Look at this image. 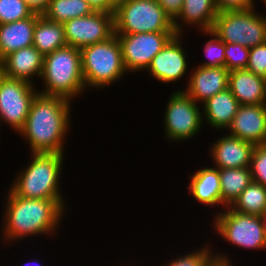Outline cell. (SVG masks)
<instances>
[{"mask_svg":"<svg viewBox=\"0 0 266 266\" xmlns=\"http://www.w3.org/2000/svg\"><path fill=\"white\" fill-rule=\"evenodd\" d=\"M70 104L66 98L37 93L25 125L18 132L30 142L32 153L64 154Z\"/></svg>","mask_w":266,"mask_h":266,"instance_id":"6da1fadb","label":"cell"},{"mask_svg":"<svg viewBox=\"0 0 266 266\" xmlns=\"http://www.w3.org/2000/svg\"><path fill=\"white\" fill-rule=\"evenodd\" d=\"M9 190L3 228L6 241L55 232L66 210L63 199H31Z\"/></svg>","mask_w":266,"mask_h":266,"instance_id":"7a4b0ae2","label":"cell"},{"mask_svg":"<svg viewBox=\"0 0 266 266\" xmlns=\"http://www.w3.org/2000/svg\"><path fill=\"white\" fill-rule=\"evenodd\" d=\"M41 78L45 88L39 93L60 96L70 101L83 93L86 87L80 49L67 45L45 55Z\"/></svg>","mask_w":266,"mask_h":266,"instance_id":"3957f363","label":"cell"},{"mask_svg":"<svg viewBox=\"0 0 266 266\" xmlns=\"http://www.w3.org/2000/svg\"><path fill=\"white\" fill-rule=\"evenodd\" d=\"M31 163L17 175L11 190L20 197L63 199L59 177L63 154L32 153Z\"/></svg>","mask_w":266,"mask_h":266,"instance_id":"277c9868","label":"cell"},{"mask_svg":"<svg viewBox=\"0 0 266 266\" xmlns=\"http://www.w3.org/2000/svg\"><path fill=\"white\" fill-rule=\"evenodd\" d=\"M85 87H105L119 80L127 72L121 44L114 34L108 40L80 49ZM119 78V79H118Z\"/></svg>","mask_w":266,"mask_h":266,"instance_id":"5b68a950","label":"cell"},{"mask_svg":"<svg viewBox=\"0 0 266 266\" xmlns=\"http://www.w3.org/2000/svg\"><path fill=\"white\" fill-rule=\"evenodd\" d=\"M175 32L173 21L156 0H119L114 34Z\"/></svg>","mask_w":266,"mask_h":266,"instance_id":"8992f818","label":"cell"},{"mask_svg":"<svg viewBox=\"0 0 266 266\" xmlns=\"http://www.w3.org/2000/svg\"><path fill=\"white\" fill-rule=\"evenodd\" d=\"M254 8L219 12L211 31L224 43L252 48L266 42V17Z\"/></svg>","mask_w":266,"mask_h":266,"instance_id":"52a82bcc","label":"cell"},{"mask_svg":"<svg viewBox=\"0 0 266 266\" xmlns=\"http://www.w3.org/2000/svg\"><path fill=\"white\" fill-rule=\"evenodd\" d=\"M214 223L218 235L234 245L248 249L266 248V229L262 216L243 214L228 206L226 211L215 217Z\"/></svg>","mask_w":266,"mask_h":266,"instance_id":"ba28073f","label":"cell"},{"mask_svg":"<svg viewBox=\"0 0 266 266\" xmlns=\"http://www.w3.org/2000/svg\"><path fill=\"white\" fill-rule=\"evenodd\" d=\"M197 104L185 91H176L171 95L164 116L168 140H187L199 132L204 116Z\"/></svg>","mask_w":266,"mask_h":266,"instance_id":"9c48e42d","label":"cell"},{"mask_svg":"<svg viewBox=\"0 0 266 266\" xmlns=\"http://www.w3.org/2000/svg\"><path fill=\"white\" fill-rule=\"evenodd\" d=\"M33 84L0 73V120L19 132L25 125L33 99Z\"/></svg>","mask_w":266,"mask_h":266,"instance_id":"30bf717a","label":"cell"},{"mask_svg":"<svg viewBox=\"0 0 266 266\" xmlns=\"http://www.w3.org/2000/svg\"><path fill=\"white\" fill-rule=\"evenodd\" d=\"M175 32L116 34L121 44L126 71L147 70L152 59L163 49Z\"/></svg>","mask_w":266,"mask_h":266,"instance_id":"8fae6325","label":"cell"},{"mask_svg":"<svg viewBox=\"0 0 266 266\" xmlns=\"http://www.w3.org/2000/svg\"><path fill=\"white\" fill-rule=\"evenodd\" d=\"M63 25L67 45L82 49L106 41L114 35V14L93 12L91 15L70 19Z\"/></svg>","mask_w":266,"mask_h":266,"instance_id":"7c38bea8","label":"cell"},{"mask_svg":"<svg viewBox=\"0 0 266 266\" xmlns=\"http://www.w3.org/2000/svg\"><path fill=\"white\" fill-rule=\"evenodd\" d=\"M180 40L181 35L175 34L167 42L148 66L149 75L163 83L175 82L185 75L188 64Z\"/></svg>","mask_w":266,"mask_h":266,"instance_id":"4fadbf2b","label":"cell"},{"mask_svg":"<svg viewBox=\"0 0 266 266\" xmlns=\"http://www.w3.org/2000/svg\"><path fill=\"white\" fill-rule=\"evenodd\" d=\"M228 128L230 135L261 145L266 135V104L240 105Z\"/></svg>","mask_w":266,"mask_h":266,"instance_id":"5bb4252c","label":"cell"},{"mask_svg":"<svg viewBox=\"0 0 266 266\" xmlns=\"http://www.w3.org/2000/svg\"><path fill=\"white\" fill-rule=\"evenodd\" d=\"M229 72L226 67L198 66L192 72L185 92L195 102L204 103L228 88Z\"/></svg>","mask_w":266,"mask_h":266,"instance_id":"9a60e30c","label":"cell"},{"mask_svg":"<svg viewBox=\"0 0 266 266\" xmlns=\"http://www.w3.org/2000/svg\"><path fill=\"white\" fill-rule=\"evenodd\" d=\"M43 62L44 56L33 45L24 47L0 61V73L5 77L32 84L30 79L34 75H42Z\"/></svg>","mask_w":266,"mask_h":266,"instance_id":"2e32d148","label":"cell"},{"mask_svg":"<svg viewBox=\"0 0 266 266\" xmlns=\"http://www.w3.org/2000/svg\"><path fill=\"white\" fill-rule=\"evenodd\" d=\"M255 145L230 134L219 138L213 144L211 155L215 168H247L251 165V156Z\"/></svg>","mask_w":266,"mask_h":266,"instance_id":"e0dca14e","label":"cell"},{"mask_svg":"<svg viewBox=\"0 0 266 266\" xmlns=\"http://www.w3.org/2000/svg\"><path fill=\"white\" fill-rule=\"evenodd\" d=\"M228 88L239 105L266 104V79L247 69L231 70Z\"/></svg>","mask_w":266,"mask_h":266,"instance_id":"ac0fdd59","label":"cell"},{"mask_svg":"<svg viewBox=\"0 0 266 266\" xmlns=\"http://www.w3.org/2000/svg\"><path fill=\"white\" fill-rule=\"evenodd\" d=\"M39 16L33 14L23 20L0 24V61L12 52L33 45L35 24Z\"/></svg>","mask_w":266,"mask_h":266,"instance_id":"d6986e66","label":"cell"},{"mask_svg":"<svg viewBox=\"0 0 266 266\" xmlns=\"http://www.w3.org/2000/svg\"><path fill=\"white\" fill-rule=\"evenodd\" d=\"M204 104L206 122L216 129L228 128L239 108V103L229 88L210 97Z\"/></svg>","mask_w":266,"mask_h":266,"instance_id":"ffe728a7","label":"cell"},{"mask_svg":"<svg viewBox=\"0 0 266 266\" xmlns=\"http://www.w3.org/2000/svg\"><path fill=\"white\" fill-rule=\"evenodd\" d=\"M218 11L214 0H184L182 10L173 21L176 34L182 35V26L178 24V18L184 20V24L197 25L201 31L211 30Z\"/></svg>","mask_w":266,"mask_h":266,"instance_id":"44dd1931","label":"cell"},{"mask_svg":"<svg viewBox=\"0 0 266 266\" xmlns=\"http://www.w3.org/2000/svg\"><path fill=\"white\" fill-rule=\"evenodd\" d=\"M193 197L202 204H221V184L218 168H202L193 174L188 186Z\"/></svg>","mask_w":266,"mask_h":266,"instance_id":"7402d4cb","label":"cell"},{"mask_svg":"<svg viewBox=\"0 0 266 266\" xmlns=\"http://www.w3.org/2000/svg\"><path fill=\"white\" fill-rule=\"evenodd\" d=\"M33 46L43 55L67 46L62 23L48 20L43 15L36 20Z\"/></svg>","mask_w":266,"mask_h":266,"instance_id":"603a6c76","label":"cell"},{"mask_svg":"<svg viewBox=\"0 0 266 266\" xmlns=\"http://www.w3.org/2000/svg\"><path fill=\"white\" fill-rule=\"evenodd\" d=\"M221 204L231 206L253 181L250 167L219 169Z\"/></svg>","mask_w":266,"mask_h":266,"instance_id":"cb8c5ba5","label":"cell"},{"mask_svg":"<svg viewBox=\"0 0 266 266\" xmlns=\"http://www.w3.org/2000/svg\"><path fill=\"white\" fill-rule=\"evenodd\" d=\"M230 207L243 214L263 217L266 212V186L252 181Z\"/></svg>","mask_w":266,"mask_h":266,"instance_id":"d4e9b609","label":"cell"},{"mask_svg":"<svg viewBox=\"0 0 266 266\" xmlns=\"http://www.w3.org/2000/svg\"><path fill=\"white\" fill-rule=\"evenodd\" d=\"M93 12L85 0H50L43 16L48 20L64 24L70 19L91 15Z\"/></svg>","mask_w":266,"mask_h":266,"instance_id":"484cf974","label":"cell"},{"mask_svg":"<svg viewBox=\"0 0 266 266\" xmlns=\"http://www.w3.org/2000/svg\"><path fill=\"white\" fill-rule=\"evenodd\" d=\"M33 14L23 0H0V24L23 20Z\"/></svg>","mask_w":266,"mask_h":266,"instance_id":"4316f807","label":"cell"},{"mask_svg":"<svg viewBox=\"0 0 266 266\" xmlns=\"http://www.w3.org/2000/svg\"><path fill=\"white\" fill-rule=\"evenodd\" d=\"M214 37L205 44V54L209 58L207 62L199 65L202 67H225V43L211 30L204 31Z\"/></svg>","mask_w":266,"mask_h":266,"instance_id":"83f0119b","label":"cell"},{"mask_svg":"<svg viewBox=\"0 0 266 266\" xmlns=\"http://www.w3.org/2000/svg\"><path fill=\"white\" fill-rule=\"evenodd\" d=\"M250 48L240 44L225 43V67L231 71L246 69Z\"/></svg>","mask_w":266,"mask_h":266,"instance_id":"f1b7e54d","label":"cell"},{"mask_svg":"<svg viewBox=\"0 0 266 266\" xmlns=\"http://www.w3.org/2000/svg\"><path fill=\"white\" fill-rule=\"evenodd\" d=\"M210 251L207 246L203 247L194 253L178 257L166 266H212L216 261Z\"/></svg>","mask_w":266,"mask_h":266,"instance_id":"f546056e","label":"cell"},{"mask_svg":"<svg viewBox=\"0 0 266 266\" xmlns=\"http://www.w3.org/2000/svg\"><path fill=\"white\" fill-rule=\"evenodd\" d=\"M250 170L254 182L266 186V148L262 145H255Z\"/></svg>","mask_w":266,"mask_h":266,"instance_id":"4dcf8cb0","label":"cell"},{"mask_svg":"<svg viewBox=\"0 0 266 266\" xmlns=\"http://www.w3.org/2000/svg\"><path fill=\"white\" fill-rule=\"evenodd\" d=\"M246 69L266 79V42L250 48Z\"/></svg>","mask_w":266,"mask_h":266,"instance_id":"1f68e13d","label":"cell"},{"mask_svg":"<svg viewBox=\"0 0 266 266\" xmlns=\"http://www.w3.org/2000/svg\"><path fill=\"white\" fill-rule=\"evenodd\" d=\"M217 11L230 12L253 8L251 0H214Z\"/></svg>","mask_w":266,"mask_h":266,"instance_id":"d6a6232c","label":"cell"},{"mask_svg":"<svg viewBox=\"0 0 266 266\" xmlns=\"http://www.w3.org/2000/svg\"><path fill=\"white\" fill-rule=\"evenodd\" d=\"M165 13L174 21L180 14L184 0H156Z\"/></svg>","mask_w":266,"mask_h":266,"instance_id":"836d02e7","label":"cell"},{"mask_svg":"<svg viewBox=\"0 0 266 266\" xmlns=\"http://www.w3.org/2000/svg\"><path fill=\"white\" fill-rule=\"evenodd\" d=\"M94 12L113 13L119 0H85Z\"/></svg>","mask_w":266,"mask_h":266,"instance_id":"e575fe53","label":"cell"},{"mask_svg":"<svg viewBox=\"0 0 266 266\" xmlns=\"http://www.w3.org/2000/svg\"><path fill=\"white\" fill-rule=\"evenodd\" d=\"M30 10L37 15L42 16L48 9L50 0H23Z\"/></svg>","mask_w":266,"mask_h":266,"instance_id":"d590c367","label":"cell"},{"mask_svg":"<svg viewBox=\"0 0 266 266\" xmlns=\"http://www.w3.org/2000/svg\"><path fill=\"white\" fill-rule=\"evenodd\" d=\"M215 263L212 266H232L230 263V259L225 255H218L214 257Z\"/></svg>","mask_w":266,"mask_h":266,"instance_id":"8d00e7d4","label":"cell"},{"mask_svg":"<svg viewBox=\"0 0 266 266\" xmlns=\"http://www.w3.org/2000/svg\"><path fill=\"white\" fill-rule=\"evenodd\" d=\"M261 145L266 148V135H265L264 141H263V143Z\"/></svg>","mask_w":266,"mask_h":266,"instance_id":"74e56055","label":"cell"},{"mask_svg":"<svg viewBox=\"0 0 266 266\" xmlns=\"http://www.w3.org/2000/svg\"><path fill=\"white\" fill-rule=\"evenodd\" d=\"M263 218H264V222H265V229H266V212H265V214L263 215Z\"/></svg>","mask_w":266,"mask_h":266,"instance_id":"f35d334b","label":"cell"},{"mask_svg":"<svg viewBox=\"0 0 266 266\" xmlns=\"http://www.w3.org/2000/svg\"><path fill=\"white\" fill-rule=\"evenodd\" d=\"M251 2H252V6L254 8V0H251ZM263 2L266 4V0H263Z\"/></svg>","mask_w":266,"mask_h":266,"instance_id":"ab89813d","label":"cell"}]
</instances>
